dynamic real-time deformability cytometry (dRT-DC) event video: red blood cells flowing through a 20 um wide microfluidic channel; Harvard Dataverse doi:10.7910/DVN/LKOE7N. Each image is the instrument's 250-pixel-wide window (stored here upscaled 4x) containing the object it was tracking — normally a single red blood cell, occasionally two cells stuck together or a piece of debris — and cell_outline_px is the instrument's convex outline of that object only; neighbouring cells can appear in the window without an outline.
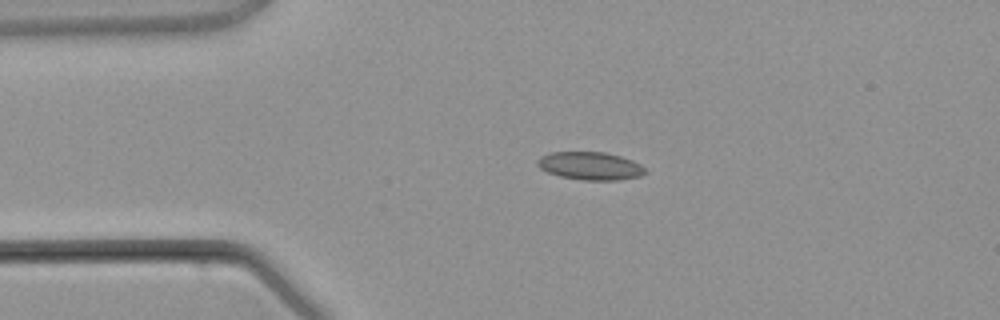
{"species": "common noctule bat (a hibernating species)", "species_latin": "Nyctalus noctula", "temperature_condition": "warm", "stored_images_in_passage": 2, "camera_frame_rate_fps": 3000, "um_per_image_px": 0.085, "animal": {"sex": "male", "body_mass_g": 21.5, "forearm_length_mm": 52.0}, "frame": {"image": 1, "passage_image": 1, "time_ms": 0.0, "image_size_px": [1000, 320], "cell_outline_px": [[648, 172], [640, 176], [620, 180], [584, 180], [560, 176], [548, 172], [540, 168], [536, 164], [536, 160], [540, 156], [548, 152], [604, 152], [620, 156], [632, 160], [640, 164]], "centroid_in_image_um": [50.16, 14.1], "position_along_channel_um": 34.8, "area_um2": 17.63}}